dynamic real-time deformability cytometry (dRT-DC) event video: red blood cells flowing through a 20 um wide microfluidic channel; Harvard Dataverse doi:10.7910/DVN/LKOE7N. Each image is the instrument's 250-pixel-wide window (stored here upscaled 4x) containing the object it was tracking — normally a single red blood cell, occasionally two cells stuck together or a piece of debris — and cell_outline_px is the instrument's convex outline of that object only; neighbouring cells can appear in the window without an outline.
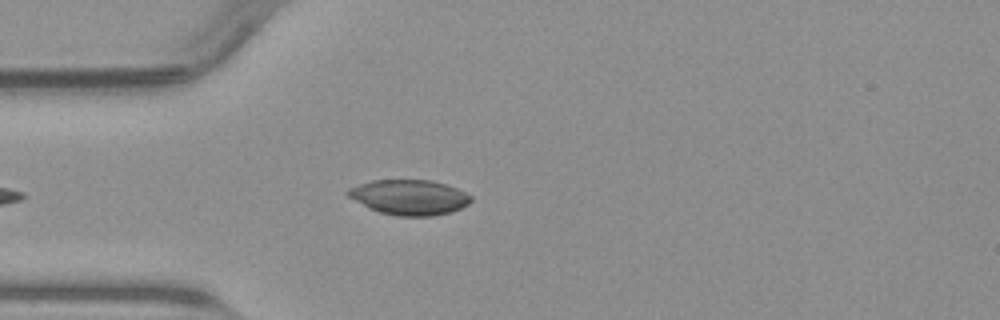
{"species": "common noctule bat (a hibernating species)", "species_latin": "Nyctalus noctula", "temperature_condition": "warm", "stored_images_in_passage": 39, "camera_frame_rate_fps": 3000, "um_per_image_px": 0.085, "animal": {"sex": "male", "body_mass_g": 23.1, "forearm_length_mm": 52.7}, "frame": {"image": 1, "passage_image": 5, "time_ms": 1.333, "image_size_px": [1000, 320], "cell_outline_px": [[472, 200], [468, 204], [452, 212], [432, 216], [396, 216], [380, 212], [368, 208], [348, 196], [344, 192], [348, 188], [372, 180], [432, 180], [448, 184], [472, 196]], "centroid_in_image_um": [34.79, 16.76], "position_along_channel_um": 50.2, "area_um2": 25.32}}
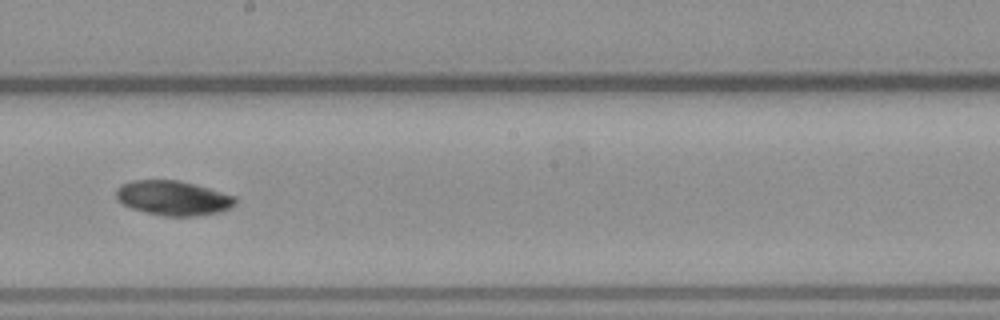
{"frame": {"image": 2, "passage_image": 19, "time_ms": 6.0, "image_size_px": [1000, 320], "cell_outline_px": [[236, 204], [220, 212], [192, 216], [164, 216], [132, 208], [116, 200], [116, 192], [120, 184], [132, 180], [180, 180], [196, 184], [236, 196]], "centroid_in_image_um": [14.72, 16.82], "position_along_channel_um": 233.5, "area_um2": 24.04}}
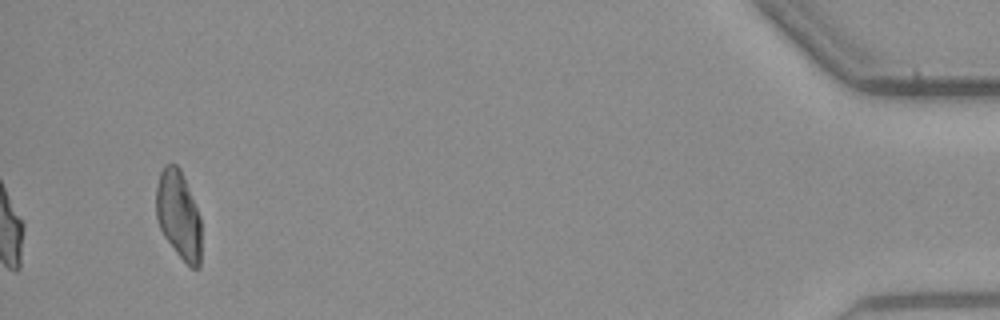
{"frame": {"image": 3, "passage_image": 39, "time_ms": 12.667, "image_size_px": [1000, 320], "cell_outline_px": [[200, 268], [192, 268], [176, 252], [164, 236], [160, 228], [156, 216], [156, 184], [160, 172], [164, 164], [176, 164], [180, 168], [184, 176], [200, 216]], "centroid_in_image_um": [15.16, 18.23], "position_along_channel_um": 420.0, "area_um2": 23.18}}